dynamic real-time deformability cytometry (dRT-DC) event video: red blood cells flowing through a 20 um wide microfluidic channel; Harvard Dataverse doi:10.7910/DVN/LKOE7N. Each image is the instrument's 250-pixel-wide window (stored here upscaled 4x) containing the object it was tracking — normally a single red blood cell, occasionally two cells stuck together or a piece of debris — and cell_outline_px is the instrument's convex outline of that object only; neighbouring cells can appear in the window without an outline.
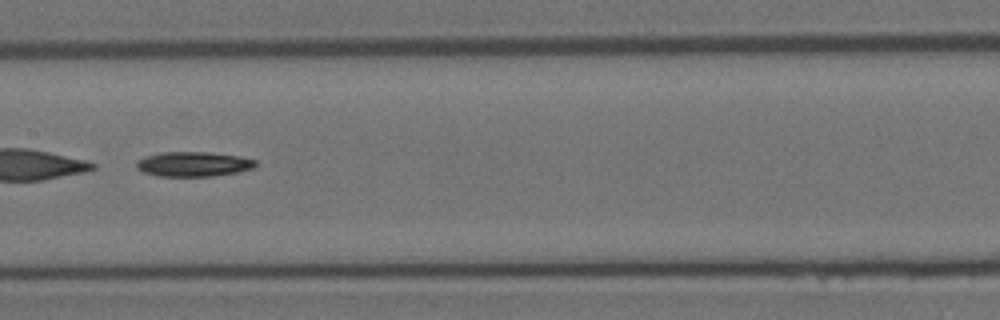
{"species": "Egyptian fruit bat (a non-hibernating species)", "species_latin": "Rousettus aegyptiacus", "temperature_condition": "room temperature", "stored_images_in_passage": 45, "segment_of_instrument_passage": [2, 2], "camera_frame_rate_fps": 3000, "um_per_image_px": 0.085, "animal": {"sex": "female"}, "frame": {"image": 1, "passage_image": 23, "time_ms": 7.333, "image_size_px": [1000, 320], "cell_outline_px": [[256, 164], [252, 168], [236, 172], [212, 176], [156, 176], [144, 172], [136, 168], [136, 164], [144, 156], [160, 152], [208, 152], [240, 156], [256, 160]], "centroid_in_image_um": [16.42, 13.94], "position_along_channel_um": 191.0, "area_um2": 17.11}}
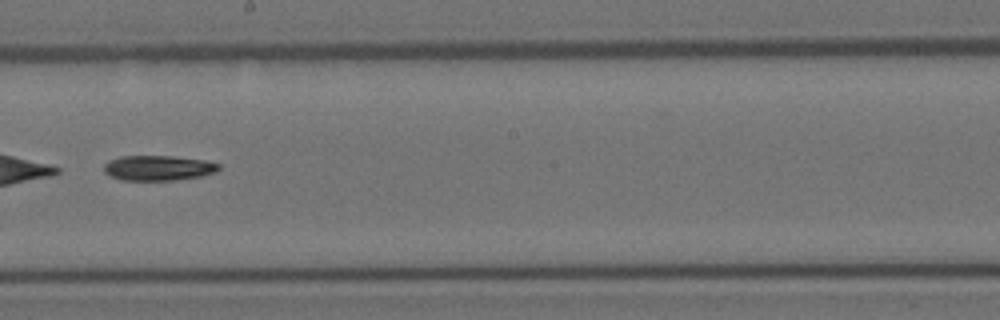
{"frame": {"image": 2, "passage_image": 26, "time_ms": 8.333, "image_size_px": [1000, 320], "cell_outline_px": [[220, 168], [216, 172], [200, 176], [172, 180], [124, 180], [112, 176], [104, 172], [104, 164], [108, 160], [120, 156], [172, 156], [204, 160], [220, 164]], "centroid_in_image_um": [13.44, 14.27], "position_along_channel_um": 234.8, "area_um2": 16.7}}